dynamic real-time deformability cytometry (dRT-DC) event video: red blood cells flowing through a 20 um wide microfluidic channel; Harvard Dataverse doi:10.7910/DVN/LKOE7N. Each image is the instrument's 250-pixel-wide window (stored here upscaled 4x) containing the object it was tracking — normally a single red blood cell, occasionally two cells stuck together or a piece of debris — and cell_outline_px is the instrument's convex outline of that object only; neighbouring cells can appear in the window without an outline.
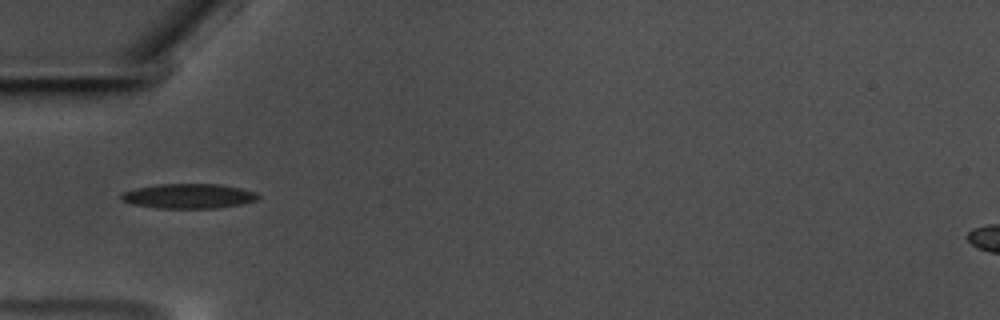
{"species": "common noctule bat (a hibernating species)", "species_latin": "Nyctalus noctula", "temperature_condition": "warm", "stored_images_in_passage": 24, "camera_frame_rate_fps": 3000, "um_per_image_px": 0.085, "animal": {"sex": "male", "body_mass_g": 17.5, "forearm_length_mm": 52.3}, "frame": {"image": 1, "passage_image": 1, "time_ms": 0.0, "image_size_px": [1000, 320], "cell_outline_px": [[260, 196], [256, 200], [240, 204], [216, 208], [156, 208], [132, 204], [120, 200], [120, 196], [124, 192], [136, 188], [156, 184], [220, 184], [240, 188], [256, 192]], "centroid_in_image_um": [16.01, 16.66], "position_along_channel_um": 69.0, "area_um2": 19.71}}
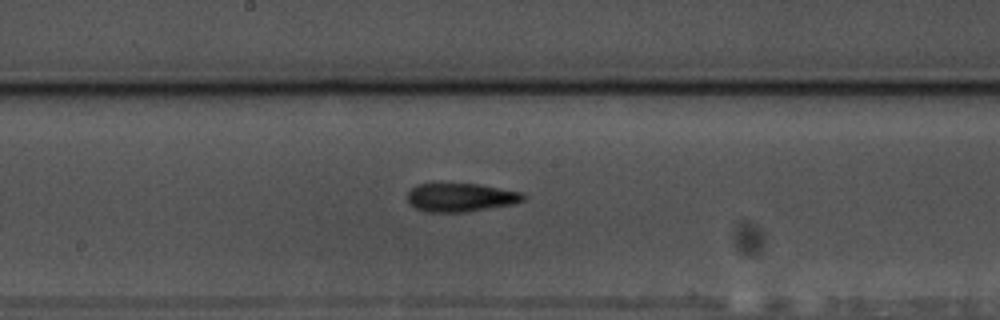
{"frame": {"image": 2, "passage_image": 13, "time_ms": 4.0, "image_size_px": [1000, 320], "cell_outline_px": [[528, 196], [524, 200], [516, 204], [464, 212], [424, 212], [408, 204], [408, 192], [416, 184], [480, 184], [520, 192]], "centroid_in_image_um": [39.17, 16.79], "position_along_channel_um": 209.0, "area_um2": 19.36}}
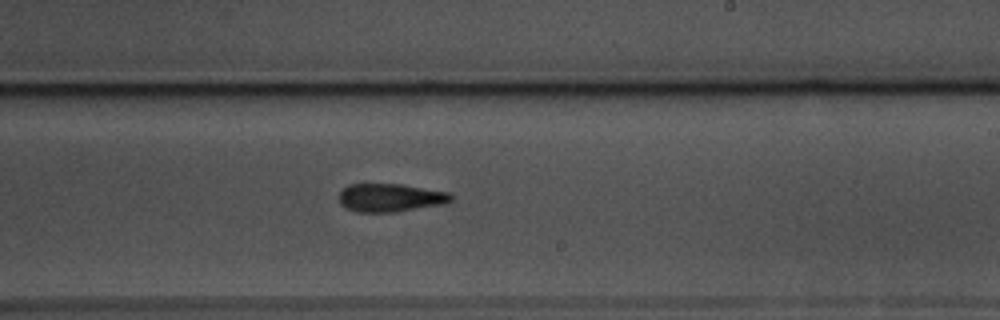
{"frame": {"image": 3, "passage_image": 17, "time_ms": 5.333, "image_size_px": [1000, 320], "cell_outline_px": [[456, 200], [444, 204], [396, 212], [356, 212], [340, 204], [340, 192], [348, 184], [400, 184], [448, 192]], "centroid_in_image_um": [33.21, 16.81], "position_along_channel_um": 255.8, "area_um2": 18.44}}